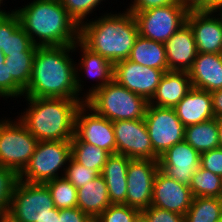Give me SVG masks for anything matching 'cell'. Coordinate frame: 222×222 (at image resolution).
I'll return each instance as SVG.
<instances>
[{
  "label": "cell",
  "mask_w": 222,
  "mask_h": 222,
  "mask_svg": "<svg viewBox=\"0 0 222 222\" xmlns=\"http://www.w3.org/2000/svg\"><path fill=\"white\" fill-rule=\"evenodd\" d=\"M36 52H21L5 57V65L11 77L25 90L29 85Z\"/></svg>",
  "instance_id": "obj_32"
},
{
  "label": "cell",
  "mask_w": 222,
  "mask_h": 222,
  "mask_svg": "<svg viewBox=\"0 0 222 222\" xmlns=\"http://www.w3.org/2000/svg\"><path fill=\"white\" fill-rule=\"evenodd\" d=\"M37 47L24 31L14 11L0 17V49L5 57L21 52H36Z\"/></svg>",
  "instance_id": "obj_22"
},
{
  "label": "cell",
  "mask_w": 222,
  "mask_h": 222,
  "mask_svg": "<svg viewBox=\"0 0 222 222\" xmlns=\"http://www.w3.org/2000/svg\"><path fill=\"white\" fill-rule=\"evenodd\" d=\"M200 166L222 177V147L200 154Z\"/></svg>",
  "instance_id": "obj_39"
},
{
  "label": "cell",
  "mask_w": 222,
  "mask_h": 222,
  "mask_svg": "<svg viewBox=\"0 0 222 222\" xmlns=\"http://www.w3.org/2000/svg\"><path fill=\"white\" fill-rule=\"evenodd\" d=\"M110 205L107 185L101 175L77 189V208L90 217H98Z\"/></svg>",
  "instance_id": "obj_24"
},
{
  "label": "cell",
  "mask_w": 222,
  "mask_h": 222,
  "mask_svg": "<svg viewBox=\"0 0 222 222\" xmlns=\"http://www.w3.org/2000/svg\"><path fill=\"white\" fill-rule=\"evenodd\" d=\"M19 175L12 169L0 166V215L9 212L11 197Z\"/></svg>",
  "instance_id": "obj_33"
},
{
  "label": "cell",
  "mask_w": 222,
  "mask_h": 222,
  "mask_svg": "<svg viewBox=\"0 0 222 222\" xmlns=\"http://www.w3.org/2000/svg\"><path fill=\"white\" fill-rule=\"evenodd\" d=\"M3 0H0V6H1V3H3L2 2ZM10 12H4V10L2 11L1 9H0V17H2V16H4V15H7V14H9Z\"/></svg>",
  "instance_id": "obj_49"
},
{
  "label": "cell",
  "mask_w": 222,
  "mask_h": 222,
  "mask_svg": "<svg viewBox=\"0 0 222 222\" xmlns=\"http://www.w3.org/2000/svg\"><path fill=\"white\" fill-rule=\"evenodd\" d=\"M179 3L190 10L211 12V0H179Z\"/></svg>",
  "instance_id": "obj_42"
},
{
  "label": "cell",
  "mask_w": 222,
  "mask_h": 222,
  "mask_svg": "<svg viewBox=\"0 0 222 222\" xmlns=\"http://www.w3.org/2000/svg\"><path fill=\"white\" fill-rule=\"evenodd\" d=\"M68 167L65 169L63 175L69 182H71L77 189L89 183L100 175L95 169H88L74 161L72 158L68 161Z\"/></svg>",
  "instance_id": "obj_35"
},
{
  "label": "cell",
  "mask_w": 222,
  "mask_h": 222,
  "mask_svg": "<svg viewBox=\"0 0 222 222\" xmlns=\"http://www.w3.org/2000/svg\"><path fill=\"white\" fill-rule=\"evenodd\" d=\"M78 46L82 48L83 52V58L81 59L80 63L81 69H84V71H86V73L92 78L96 77L101 81V83L98 82L99 85L97 84L96 86L92 87L89 92H87V95H85L86 97L84 98L86 101L95 91L113 80L114 64L106 58L102 57L100 54L92 52L80 40L75 43V47Z\"/></svg>",
  "instance_id": "obj_26"
},
{
  "label": "cell",
  "mask_w": 222,
  "mask_h": 222,
  "mask_svg": "<svg viewBox=\"0 0 222 222\" xmlns=\"http://www.w3.org/2000/svg\"><path fill=\"white\" fill-rule=\"evenodd\" d=\"M192 200L189 186L168 177L159 169L154 179L151 206L185 215Z\"/></svg>",
  "instance_id": "obj_16"
},
{
  "label": "cell",
  "mask_w": 222,
  "mask_h": 222,
  "mask_svg": "<svg viewBox=\"0 0 222 222\" xmlns=\"http://www.w3.org/2000/svg\"><path fill=\"white\" fill-rule=\"evenodd\" d=\"M218 132L220 147H222V118L218 119Z\"/></svg>",
  "instance_id": "obj_46"
},
{
  "label": "cell",
  "mask_w": 222,
  "mask_h": 222,
  "mask_svg": "<svg viewBox=\"0 0 222 222\" xmlns=\"http://www.w3.org/2000/svg\"><path fill=\"white\" fill-rule=\"evenodd\" d=\"M44 184L48 187L57 209L77 207V188L64 176L49 180Z\"/></svg>",
  "instance_id": "obj_31"
},
{
  "label": "cell",
  "mask_w": 222,
  "mask_h": 222,
  "mask_svg": "<svg viewBox=\"0 0 222 222\" xmlns=\"http://www.w3.org/2000/svg\"><path fill=\"white\" fill-rule=\"evenodd\" d=\"M37 143L20 120L0 121V166L19 175L29 163Z\"/></svg>",
  "instance_id": "obj_8"
},
{
  "label": "cell",
  "mask_w": 222,
  "mask_h": 222,
  "mask_svg": "<svg viewBox=\"0 0 222 222\" xmlns=\"http://www.w3.org/2000/svg\"><path fill=\"white\" fill-rule=\"evenodd\" d=\"M167 5H181L179 0H134L133 4H131L130 9H128L129 13H136L146 11L156 7H162Z\"/></svg>",
  "instance_id": "obj_40"
},
{
  "label": "cell",
  "mask_w": 222,
  "mask_h": 222,
  "mask_svg": "<svg viewBox=\"0 0 222 222\" xmlns=\"http://www.w3.org/2000/svg\"><path fill=\"white\" fill-rule=\"evenodd\" d=\"M5 63V56L0 49V96L19 97L24 93V89L11 77Z\"/></svg>",
  "instance_id": "obj_37"
},
{
  "label": "cell",
  "mask_w": 222,
  "mask_h": 222,
  "mask_svg": "<svg viewBox=\"0 0 222 222\" xmlns=\"http://www.w3.org/2000/svg\"><path fill=\"white\" fill-rule=\"evenodd\" d=\"M193 197H222V177L199 166L189 185Z\"/></svg>",
  "instance_id": "obj_30"
},
{
  "label": "cell",
  "mask_w": 222,
  "mask_h": 222,
  "mask_svg": "<svg viewBox=\"0 0 222 222\" xmlns=\"http://www.w3.org/2000/svg\"><path fill=\"white\" fill-rule=\"evenodd\" d=\"M165 71L136 64L128 59L114 63L113 79L148 102L156 92Z\"/></svg>",
  "instance_id": "obj_14"
},
{
  "label": "cell",
  "mask_w": 222,
  "mask_h": 222,
  "mask_svg": "<svg viewBox=\"0 0 222 222\" xmlns=\"http://www.w3.org/2000/svg\"><path fill=\"white\" fill-rule=\"evenodd\" d=\"M89 216L79 208L61 209L57 222H85Z\"/></svg>",
  "instance_id": "obj_41"
},
{
  "label": "cell",
  "mask_w": 222,
  "mask_h": 222,
  "mask_svg": "<svg viewBox=\"0 0 222 222\" xmlns=\"http://www.w3.org/2000/svg\"><path fill=\"white\" fill-rule=\"evenodd\" d=\"M128 60L142 66L168 71L165 45L138 35Z\"/></svg>",
  "instance_id": "obj_25"
},
{
  "label": "cell",
  "mask_w": 222,
  "mask_h": 222,
  "mask_svg": "<svg viewBox=\"0 0 222 222\" xmlns=\"http://www.w3.org/2000/svg\"><path fill=\"white\" fill-rule=\"evenodd\" d=\"M140 214L139 209L126 204H111L98 218L100 222H135Z\"/></svg>",
  "instance_id": "obj_34"
},
{
  "label": "cell",
  "mask_w": 222,
  "mask_h": 222,
  "mask_svg": "<svg viewBox=\"0 0 222 222\" xmlns=\"http://www.w3.org/2000/svg\"><path fill=\"white\" fill-rule=\"evenodd\" d=\"M184 140L200 154L220 147L218 118L185 127Z\"/></svg>",
  "instance_id": "obj_27"
},
{
  "label": "cell",
  "mask_w": 222,
  "mask_h": 222,
  "mask_svg": "<svg viewBox=\"0 0 222 222\" xmlns=\"http://www.w3.org/2000/svg\"><path fill=\"white\" fill-rule=\"evenodd\" d=\"M192 88L188 72L167 71L161 78L149 105L174 108Z\"/></svg>",
  "instance_id": "obj_21"
},
{
  "label": "cell",
  "mask_w": 222,
  "mask_h": 222,
  "mask_svg": "<svg viewBox=\"0 0 222 222\" xmlns=\"http://www.w3.org/2000/svg\"><path fill=\"white\" fill-rule=\"evenodd\" d=\"M193 88L213 92L222 89V54L197 53L188 71Z\"/></svg>",
  "instance_id": "obj_19"
},
{
  "label": "cell",
  "mask_w": 222,
  "mask_h": 222,
  "mask_svg": "<svg viewBox=\"0 0 222 222\" xmlns=\"http://www.w3.org/2000/svg\"><path fill=\"white\" fill-rule=\"evenodd\" d=\"M110 121L144 119L149 102L114 79L95 91L85 102Z\"/></svg>",
  "instance_id": "obj_5"
},
{
  "label": "cell",
  "mask_w": 222,
  "mask_h": 222,
  "mask_svg": "<svg viewBox=\"0 0 222 222\" xmlns=\"http://www.w3.org/2000/svg\"><path fill=\"white\" fill-rule=\"evenodd\" d=\"M14 12L36 46L74 45L79 41L80 27L70 17L60 0H34ZM35 35L39 39H35Z\"/></svg>",
  "instance_id": "obj_2"
},
{
  "label": "cell",
  "mask_w": 222,
  "mask_h": 222,
  "mask_svg": "<svg viewBox=\"0 0 222 222\" xmlns=\"http://www.w3.org/2000/svg\"><path fill=\"white\" fill-rule=\"evenodd\" d=\"M0 222H19L15 220L10 214L0 215Z\"/></svg>",
  "instance_id": "obj_45"
},
{
  "label": "cell",
  "mask_w": 222,
  "mask_h": 222,
  "mask_svg": "<svg viewBox=\"0 0 222 222\" xmlns=\"http://www.w3.org/2000/svg\"><path fill=\"white\" fill-rule=\"evenodd\" d=\"M164 45L168 71L188 72L198 53L191 27L184 24Z\"/></svg>",
  "instance_id": "obj_18"
},
{
  "label": "cell",
  "mask_w": 222,
  "mask_h": 222,
  "mask_svg": "<svg viewBox=\"0 0 222 222\" xmlns=\"http://www.w3.org/2000/svg\"><path fill=\"white\" fill-rule=\"evenodd\" d=\"M26 98L30 106L19 120L38 141L72 140L76 113L84 99Z\"/></svg>",
  "instance_id": "obj_4"
},
{
  "label": "cell",
  "mask_w": 222,
  "mask_h": 222,
  "mask_svg": "<svg viewBox=\"0 0 222 222\" xmlns=\"http://www.w3.org/2000/svg\"><path fill=\"white\" fill-rule=\"evenodd\" d=\"M8 214L19 222H57L59 209L54 206L45 184L27 183L18 179Z\"/></svg>",
  "instance_id": "obj_6"
},
{
  "label": "cell",
  "mask_w": 222,
  "mask_h": 222,
  "mask_svg": "<svg viewBox=\"0 0 222 222\" xmlns=\"http://www.w3.org/2000/svg\"><path fill=\"white\" fill-rule=\"evenodd\" d=\"M212 12L190 10L187 24L193 31L198 53L222 54V22Z\"/></svg>",
  "instance_id": "obj_17"
},
{
  "label": "cell",
  "mask_w": 222,
  "mask_h": 222,
  "mask_svg": "<svg viewBox=\"0 0 222 222\" xmlns=\"http://www.w3.org/2000/svg\"><path fill=\"white\" fill-rule=\"evenodd\" d=\"M158 171V160H130L126 176V205L140 211L151 205L154 179Z\"/></svg>",
  "instance_id": "obj_12"
},
{
  "label": "cell",
  "mask_w": 222,
  "mask_h": 222,
  "mask_svg": "<svg viewBox=\"0 0 222 222\" xmlns=\"http://www.w3.org/2000/svg\"><path fill=\"white\" fill-rule=\"evenodd\" d=\"M131 158L111 154L103 166L101 176L105 179L111 204H126L127 169Z\"/></svg>",
  "instance_id": "obj_23"
},
{
  "label": "cell",
  "mask_w": 222,
  "mask_h": 222,
  "mask_svg": "<svg viewBox=\"0 0 222 222\" xmlns=\"http://www.w3.org/2000/svg\"><path fill=\"white\" fill-rule=\"evenodd\" d=\"M85 222H100L98 217H88Z\"/></svg>",
  "instance_id": "obj_47"
},
{
  "label": "cell",
  "mask_w": 222,
  "mask_h": 222,
  "mask_svg": "<svg viewBox=\"0 0 222 222\" xmlns=\"http://www.w3.org/2000/svg\"><path fill=\"white\" fill-rule=\"evenodd\" d=\"M74 45L37 47L26 97L80 99L81 80L69 57ZM76 69V70H75ZM78 74V75H77Z\"/></svg>",
  "instance_id": "obj_1"
},
{
  "label": "cell",
  "mask_w": 222,
  "mask_h": 222,
  "mask_svg": "<svg viewBox=\"0 0 222 222\" xmlns=\"http://www.w3.org/2000/svg\"><path fill=\"white\" fill-rule=\"evenodd\" d=\"M111 154L99 147L82 142L76 135L71 140V158L88 169H95L100 174Z\"/></svg>",
  "instance_id": "obj_28"
},
{
  "label": "cell",
  "mask_w": 222,
  "mask_h": 222,
  "mask_svg": "<svg viewBox=\"0 0 222 222\" xmlns=\"http://www.w3.org/2000/svg\"><path fill=\"white\" fill-rule=\"evenodd\" d=\"M215 118H222V89L211 92Z\"/></svg>",
  "instance_id": "obj_43"
},
{
  "label": "cell",
  "mask_w": 222,
  "mask_h": 222,
  "mask_svg": "<svg viewBox=\"0 0 222 222\" xmlns=\"http://www.w3.org/2000/svg\"><path fill=\"white\" fill-rule=\"evenodd\" d=\"M222 7H220V8H218V10H220L219 12L221 13V14H219L220 15V17H219V19L221 20V22H222Z\"/></svg>",
  "instance_id": "obj_50"
},
{
  "label": "cell",
  "mask_w": 222,
  "mask_h": 222,
  "mask_svg": "<svg viewBox=\"0 0 222 222\" xmlns=\"http://www.w3.org/2000/svg\"><path fill=\"white\" fill-rule=\"evenodd\" d=\"M70 158L71 141H38L29 163L19 174V180L44 184L58 178V170Z\"/></svg>",
  "instance_id": "obj_7"
},
{
  "label": "cell",
  "mask_w": 222,
  "mask_h": 222,
  "mask_svg": "<svg viewBox=\"0 0 222 222\" xmlns=\"http://www.w3.org/2000/svg\"><path fill=\"white\" fill-rule=\"evenodd\" d=\"M222 7V0H211V12L215 13Z\"/></svg>",
  "instance_id": "obj_44"
},
{
  "label": "cell",
  "mask_w": 222,
  "mask_h": 222,
  "mask_svg": "<svg viewBox=\"0 0 222 222\" xmlns=\"http://www.w3.org/2000/svg\"><path fill=\"white\" fill-rule=\"evenodd\" d=\"M158 163L159 169L168 177L189 186L200 166V153L184 140L167 149Z\"/></svg>",
  "instance_id": "obj_15"
},
{
  "label": "cell",
  "mask_w": 222,
  "mask_h": 222,
  "mask_svg": "<svg viewBox=\"0 0 222 222\" xmlns=\"http://www.w3.org/2000/svg\"><path fill=\"white\" fill-rule=\"evenodd\" d=\"M103 0H60L70 17L79 25L85 17Z\"/></svg>",
  "instance_id": "obj_36"
},
{
  "label": "cell",
  "mask_w": 222,
  "mask_h": 222,
  "mask_svg": "<svg viewBox=\"0 0 222 222\" xmlns=\"http://www.w3.org/2000/svg\"><path fill=\"white\" fill-rule=\"evenodd\" d=\"M222 218V197H193L184 222H216Z\"/></svg>",
  "instance_id": "obj_29"
},
{
  "label": "cell",
  "mask_w": 222,
  "mask_h": 222,
  "mask_svg": "<svg viewBox=\"0 0 222 222\" xmlns=\"http://www.w3.org/2000/svg\"><path fill=\"white\" fill-rule=\"evenodd\" d=\"M148 222H184V215L149 206L141 211Z\"/></svg>",
  "instance_id": "obj_38"
},
{
  "label": "cell",
  "mask_w": 222,
  "mask_h": 222,
  "mask_svg": "<svg viewBox=\"0 0 222 222\" xmlns=\"http://www.w3.org/2000/svg\"><path fill=\"white\" fill-rule=\"evenodd\" d=\"M174 110L184 127L215 118L211 93L197 88H192Z\"/></svg>",
  "instance_id": "obj_20"
},
{
  "label": "cell",
  "mask_w": 222,
  "mask_h": 222,
  "mask_svg": "<svg viewBox=\"0 0 222 222\" xmlns=\"http://www.w3.org/2000/svg\"><path fill=\"white\" fill-rule=\"evenodd\" d=\"M189 10L183 5H167L134 13L142 37L165 43L187 22Z\"/></svg>",
  "instance_id": "obj_9"
},
{
  "label": "cell",
  "mask_w": 222,
  "mask_h": 222,
  "mask_svg": "<svg viewBox=\"0 0 222 222\" xmlns=\"http://www.w3.org/2000/svg\"><path fill=\"white\" fill-rule=\"evenodd\" d=\"M116 154L131 159L158 160L144 119L113 121Z\"/></svg>",
  "instance_id": "obj_11"
},
{
  "label": "cell",
  "mask_w": 222,
  "mask_h": 222,
  "mask_svg": "<svg viewBox=\"0 0 222 222\" xmlns=\"http://www.w3.org/2000/svg\"><path fill=\"white\" fill-rule=\"evenodd\" d=\"M144 120L153 151L159 157L176 143L184 141L185 127L174 108L148 104Z\"/></svg>",
  "instance_id": "obj_10"
},
{
  "label": "cell",
  "mask_w": 222,
  "mask_h": 222,
  "mask_svg": "<svg viewBox=\"0 0 222 222\" xmlns=\"http://www.w3.org/2000/svg\"><path fill=\"white\" fill-rule=\"evenodd\" d=\"M135 222H148V221L146 220V218L142 214H140Z\"/></svg>",
  "instance_id": "obj_48"
},
{
  "label": "cell",
  "mask_w": 222,
  "mask_h": 222,
  "mask_svg": "<svg viewBox=\"0 0 222 222\" xmlns=\"http://www.w3.org/2000/svg\"><path fill=\"white\" fill-rule=\"evenodd\" d=\"M86 108L90 109L87 115ZM75 135L85 143L116 154V142L113 122L97 114L86 103L78 108L75 118Z\"/></svg>",
  "instance_id": "obj_13"
},
{
  "label": "cell",
  "mask_w": 222,
  "mask_h": 222,
  "mask_svg": "<svg viewBox=\"0 0 222 222\" xmlns=\"http://www.w3.org/2000/svg\"><path fill=\"white\" fill-rule=\"evenodd\" d=\"M138 26L132 13L106 14L98 20L82 23L79 40L92 52L111 61L128 59L138 37Z\"/></svg>",
  "instance_id": "obj_3"
}]
</instances>
